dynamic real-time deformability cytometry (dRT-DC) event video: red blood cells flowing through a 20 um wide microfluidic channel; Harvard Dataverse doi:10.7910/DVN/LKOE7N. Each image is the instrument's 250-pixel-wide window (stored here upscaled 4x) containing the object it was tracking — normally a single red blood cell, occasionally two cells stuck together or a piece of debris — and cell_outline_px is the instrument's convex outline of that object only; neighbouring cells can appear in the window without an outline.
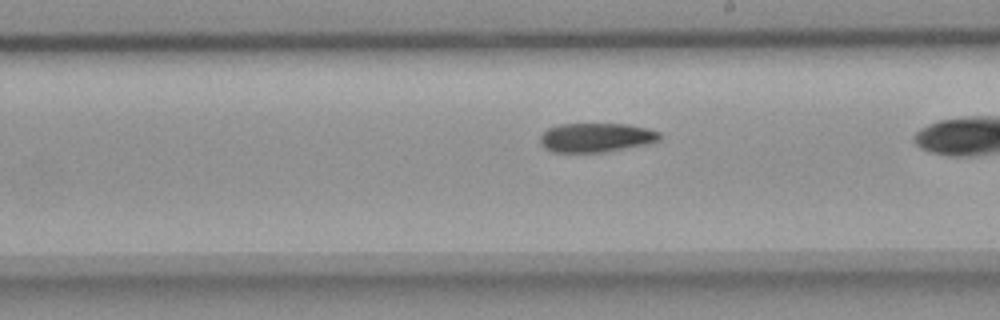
{"species": "common noctule bat (a hibernating species)", "species_latin": "Nyctalus noctula", "temperature_condition": "room temperature", "stored_images_in_passage": 39, "camera_frame_rate_fps": 3000, "um_per_image_px": 0.085, "animal": {"sex": "female", "body_mass_g": 18.4}, "frame": {"image": 1, "passage_image": 28, "time_ms": 9.0, "image_size_px": [1000, 320], "cell_outline_px": [[660, 140], [648, 144], [604, 152], [552, 152], [544, 148], [540, 144], [540, 136], [548, 128], [560, 124], [628, 124], [648, 128], [660, 132]], "centroid_in_image_um": [50.67, 11.69], "position_along_channel_um": 238.3, "area_um2": 20.4}}